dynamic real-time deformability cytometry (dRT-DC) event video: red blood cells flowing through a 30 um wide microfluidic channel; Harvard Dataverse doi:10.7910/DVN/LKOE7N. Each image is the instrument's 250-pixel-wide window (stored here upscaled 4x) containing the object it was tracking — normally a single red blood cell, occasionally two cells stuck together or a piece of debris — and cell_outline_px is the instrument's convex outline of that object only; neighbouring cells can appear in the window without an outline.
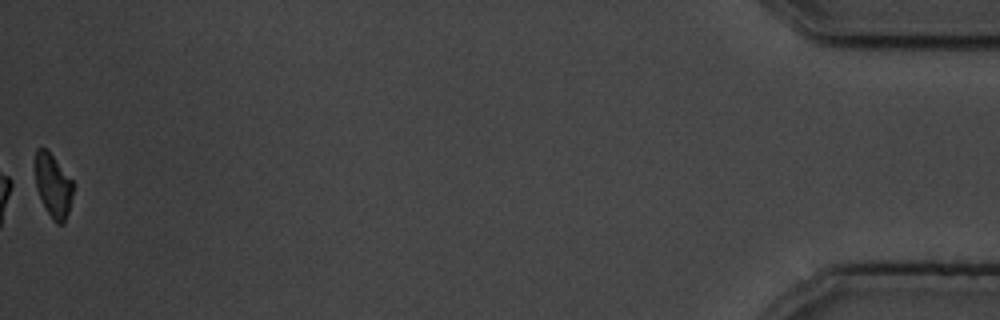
{"species": "common noctule bat (a hibernating species)", "species_latin": "Nyctalus noctula", "temperature_condition": "cold", "stored_images_in_passage": 43, "camera_frame_rate_fps": 3000, "um_per_image_px": 0.085, "animal": {"sex": "male", "body_mass_g": 19.5, "forearm_length_mm": 54.6}, "frame": {"image": 1, "passage_image": 43, "time_ms": 14.0, "image_size_px": [1000, 320], "cell_outline_px": [[72, 196], [68, 212], [64, 224], [56, 224], [52, 220], [36, 188], [36, 148], [44, 148], [52, 156], [72, 180]], "centroid_in_image_um": [4.52, 15.82], "position_along_channel_um": 430.7, "area_um2": 13.53}, "authors_computed_cell_mechanics": {"area_um2": 16.8776, "velocity_mm_per_s": 3.7786, "shape_relaxation_time_tau1_ms": 2.3162, "shape_relaxation_time_tau2_ms": null, "deformation_change_tau1": 0.1082, "deformation_change_tau2": null}}